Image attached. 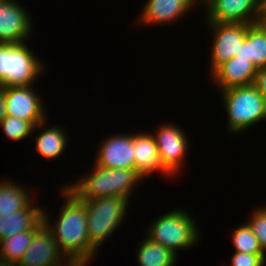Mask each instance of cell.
<instances>
[{"instance_id":"cell-16","label":"cell","mask_w":266,"mask_h":266,"mask_svg":"<svg viewBox=\"0 0 266 266\" xmlns=\"http://www.w3.org/2000/svg\"><path fill=\"white\" fill-rule=\"evenodd\" d=\"M135 170L144 178L153 172L160 171L171 176L160 161L158 147L151 134H133Z\"/></svg>"},{"instance_id":"cell-29","label":"cell","mask_w":266,"mask_h":266,"mask_svg":"<svg viewBox=\"0 0 266 266\" xmlns=\"http://www.w3.org/2000/svg\"><path fill=\"white\" fill-rule=\"evenodd\" d=\"M0 266H18V263L9 262L6 259H4L2 256H0Z\"/></svg>"},{"instance_id":"cell-6","label":"cell","mask_w":266,"mask_h":266,"mask_svg":"<svg viewBox=\"0 0 266 266\" xmlns=\"http://www.w3.org/2000/svg\"><path fill=\"white\" fill-rule=\"evenodd\" d=\"M84 202L90 244L97 250L121 226L129 201L125 197L111 196Z\"/></svg>"},{"instance_id":"cell-10","label":"cell","mask_w":266,"mask_h":266,"mask_svg":"<svg viewBox=\"0 0 266 266\" xmlns=\"http://www.w3.org/2000/svg\"><path fill=\"white\" fill-rule=\"evenodd\" d=\"M6 115L31 121L35 126L45 118L44 104L33 86L5 87Z\"/></svg>"},{"instance_id":"cell-13","label":"cell","mask_w":266,"mask_h":266,"mask_svg":"<svg viewBox=\"0 0 266 266\" xmlns=\"http://www.w3.org/2000/svg\"><path fill=\"white\" fill-rule=\"evenodd\" d=\"M99 146L96 165L104 168L135 170L133 134L109 136Z\"/></svg>"},{"instance_id":"cell-8","label":"cell","mask_w":266,"mask_h":266,"mask_svg":"<svg viewBox=\"0 0 266 266\" xmlns=\"http://www.w3.org/2000/svg\"><path fill=\"white\" fill-rule=\"evenodd\" d=\"M207 23L214 32L210 59V73L212 74L221 64L236 57L250 25L243 23Z\"/></svg>"},{"instance_id":"cell-22","label":"cell","mask_w":266,"mask_h":266,"mask_svg":"<svg viewBox=\"0 0 266 266\" xmlns=\"http://www.w3.org/2000/svg\"><path fill=\"white\" fill-rule=\"evenodd\" d=\"M38 230L20 232L12 237L0 241V256L9 262L18 263L29 247L34 234Z\"/></svg>"},{"instance_id":"cell-21","label":"cell","mask_w":266,"mask_h":266,"mask_svg":"<svg viewBox=\"0 0 266 266\" xmlns=\"http://www.w3.org/2000/svg\"><path fill=\"white\" fill-rule=\"evenodd\" d=\"M39 134L35 138L37 154L50 159L58 158L60 154H63L66 143H68L64 128L54 126Z\"/></svg>"},{"instance_id":"cell-2","label":"cell","mask_w":266,"mask_h":266,"mask_svg":"<svg viewBox=\"0 0 266 266\" xmlns=\"http://www.w3.org/2000/svg\"><path fill=\"white\" fill-rule=\"evenodd\" d=\"M82 177L67 188L83 201L111 196L130 199L135 184L144 178L136 170L104 168L96 164L90 175Z\"/></svg>"},{"instance_id":"cell-11","label":"cell","mask_w":266,"mask_h":266,"mask_svg":"<svg viewBox=\"0 0 266 266\" xmlns=\"http://www.w3.org/2000/svg\"><path fill=\"white\" fill-rule=\"evenodd\" d=\"M62 256V257H61ZM65 260V261H64ZM66 262V263H65ZM63 264V265H62ZM18 266H73L60 252L45 224L34 234Z\"/></svg>"},{"instance_id":"cell-12","label":"cell","mask_w":266,"mask_h":266,"mask_svg":"<svg viewBox=\"0 0 266 266\" xmlns=\"http://www.w3.org/2000/svg\"><path fill=\"white\" fill-rule=\"evenodd\" d=\"M29 12L14 0L0 2V43L25 42L32 31Z\"/></svg>"},{"instance_id":"cell-14","label":"cell","mask_w":266,"mask_h":266,"mask_svg":"<svg viewBox=\"0 0 266 266\" xmlns=\"http://www.w3.org/2000/svg\"><path fill=\"white\" fill-rule=\"evenodd\" d=\"M210 75L219 89L224 90L230 87L253 85L257 68L249 60L234 57L221 64Z\"/></svg>"},{"instance_id":"cell-27","label":"cell","mask_w":266,"mask_h":266,"mask_svg":"<svg viewBox=\"0 0 266 266\" xmlns=\"http://www.w3.org/2000/svg\"><path fill=\"white\" fill-rule=\"evenodd\" d=\"M253 85L266 98V67L257 70V75Z\"/></svg>"},{"instance_id":"cell-26","label":"cell","mask_w":266,"mask_h":266,"mask_svg":"<svg viewBox=\"0 0 266 266\" xmlns=\"http://www.w3.org/2000/svg\"><path fill=\"white\" fill-rule=\"evenodd\" d=\"M231 266H264L265 254H248L235 251L231 256Z\"/></svg>"},{"instance_id":"cell-3","label":"cell","mask_w":266,"mask_h":266,"mask_svg":"<svg viewBox=\"0 0 266 266\" xmlns=\"http://www.w3.org/2000/svg\"><path fill=\"white\" fill-rule=\"evenodd\" d=\"M228 117V130L240 134L266 119V98L254 86H236L220 90Z\"/></svg>"},{"instance_id":"cell-15","label":"cell","mask_w":266,"mask_h":266,"mask_svg":"<svg viewBox=\"0 0 266 266\" xmlns=\"http://www.w3.org/2000/svg\"><path fill=\"white\" fill-rule=\"evenodd\" d=\"M197 0H147L138 20L141 24L158 25L174 22L193 8Z\"/></svg>"},{"instance_id":"cell-31","label":"cell","mask_w":266,"mask_h":266,"mask_svg":"<svg viewBox=\"0 0 266 266\" xmlns=\"http://www.w3.org/2000/svg\"><path fill=\"white\" fill-rule=\"evenodd\" d=\"M197 1H200V2L204 1L203 3H205L207 0H197Z\"/></svg>"},{"instance_id":"cell-28","label":"cell","mask_w":266,"mask_h":266,"mask_svg":"<svg viewBox=\"0 0 266 266\" xmlns=\"http://www.w3.org/2000/svg\"><path fill=\"white\" fill-rule=\"evenodd\" d=\"M5 87L0 85V122L6 117Z\"/></svg>"},{"instance_id":"cell-18","label":"cell","mask_w":266,"mask_h":266,"mask_svg":"<svg viewBox=\"0 0 266 266\" xmlns=\"http://www.w3.org/2000/svg\"><path fill=\"white\" fill-rule=\"evenodd\" d=\"M236 57L249 60L257 70L266 67V25L262 21L248 27Z\"/></svg>"},{"instance_id":"cell-5","label":"cell","mask_w":266,"mask_h":266,"mask_svg":"<svg viewBox=\"0 0 266 266\" xmlns=\"http://www.w3.org/2000/svg\"><path fill=\"white\" fill-rule=\"evenodd\" d=\"M26 42L0 43V85L30 86L42 74L44 66Z\"/></svg>"},{"instance_id":"cell-7","label":"cell","mask_w":266,"mask_h":266,"mask_svg":"<svg viewBox=\"0 0 266 266\" xmlns=\"http://www.w3.org/2000/svg\"><path fill=\"white\" fill-rule=\"evenodd\" d=\"M207 22L243 23L261 22L262 0H207Z\"/></svg>"},{"instance_id":"cell-4","label":"cell","mask_w":266,"mask_h":266,"mask_svg":"<svg viewBox=\"0 0 266 266\" xmlns=\"http://www.w3.org/2000/svg\"><path fill=\"white\" fill-rule=\"evenodd\" d=\"M188 213L182 209H173L165 213L147 228L146 237L170 249L176 255L178 250L194 247L200 239V233L197 223Z\"/></svg>"},{"instance_id":"cell-25","label":"cell","mask_w":266,"mask_h":266,"mask_svg":"<svg viewBox=\"0 0 266 266\" xmlns=\"http://www.w3.org/2000/svg\"><path fill=\"white\" fill-rule=\"evenodd\" d=\"M251 216V220L247 223L258 239L262 251L266 255V206L264 205L262 208L259 207Z\"/></svg>"},{"instance_id":"cell-19","label":"cell","mask_w":266,"mask_h":266,"mask_svg":"<svg viewBox=\"0 0 266 266\" xmlns=\"http://www.w3.org/2000/svg\"><path fill=\"white\" fill-rule=\"evenodd\" d=\"M17 185V186H16ZM28 191L9 180L0 181V216L13 214L27 208L32 201Z\"/></svg>"},{"instance_id":"cell-9","label":"cell","mask_w":266,"mask_h":266,"mask_svg":"<svg viewBox=\"0 0 266 266\" xmlns=\"http://www.w3.org/2000/svg\"><path fill=\"white\" fill-rule=\"evenodd\" d=\"M153 137L158 147L162 167L171 176L177 175L188 149L185 133L178 126L163 123Z\"/></svg>"},{"instance_id":"cell-23","label":"cell","mask_w":266,"mask_h":266,"mask_svg":"<svg viewBox=\"0 0 266 266\" xmlns=\"http://www.w3.org/2000/svg\"><path fill=\"white\" fill-rule=\"evenodd\" d=\"M45 121L37 124L36 126L31 121L21 120L18 118L6 116L1 122L4 134L13 141H20L29 137L32 132L36 130V127L43 128Z\"/></svg>"},{"instance_id":"cell-17","label":"cell","mask_w":266,"mask_h":266,"mask_svg":"<svg viewBox=\"0 0 266 266\" xmlns=\"http://www.w3.org/2000/svg\"><path fill=\"white\" fill-rule=\"evenodd\" d=\"M43 211L31 203L25 209L0 216V241L20 232L39 230L44 225Z\"/></svg>"},{"instance_id":"cell-20","label":"cell","mask_w":266,"mask_h":266,"mask_svg":"<svg viewBox=\"0 0 266 266\" xmlns=\"http://www.w3.org/2000/svg\"><path fill=\"white\" fill-rule=\"evenodd\" d=\"M136 252L140 266H175L177 256L170 249L153 242L148 237L142 240Z\"/></svg>"},{"instance_id":"cell-30","label":"cell","mask_w":266,"mask_h":266,"mask_svg":"<svg viewBox=\"0 0 266 266\" xmlns=\"http://www.w3.org/2000/svg\"><path fill=\"white\" fill-rule=\"evenodd\" d=\"M261 21L266 25V0H262V20Z\"/></svg>"},{"instance_id":"cell-1","label":"cell","mask_w":266,"mask_h":266,"mask_svg":"<svg viewBox=\"0 0 266 266\" xmlns=\"http://www.w3.org/2000/svg\"><path fill=\"white\" fill-rule=\"evenodd\" d=\"M65 202L61 206L59 218L51 225L48 213L43 211V222L53 234L60 252L73 266H87L95 256L87 228V207L67 186L63 187Z\"/></svg>"},{"instance_id":"cell-24","label":"cell","mask_w":266,"mask_h":266,"mask_svg":"<svg viewBox=\"0 0 266 266\" xmlns=\"http://www.w3.org/2000/svg\"><path fill=\"white\" fill-rule=\"evenodd\" d=\"M232 238L235 251L248 254H264L248 223L238 227Z\"/></svg>"}]
</instances>
